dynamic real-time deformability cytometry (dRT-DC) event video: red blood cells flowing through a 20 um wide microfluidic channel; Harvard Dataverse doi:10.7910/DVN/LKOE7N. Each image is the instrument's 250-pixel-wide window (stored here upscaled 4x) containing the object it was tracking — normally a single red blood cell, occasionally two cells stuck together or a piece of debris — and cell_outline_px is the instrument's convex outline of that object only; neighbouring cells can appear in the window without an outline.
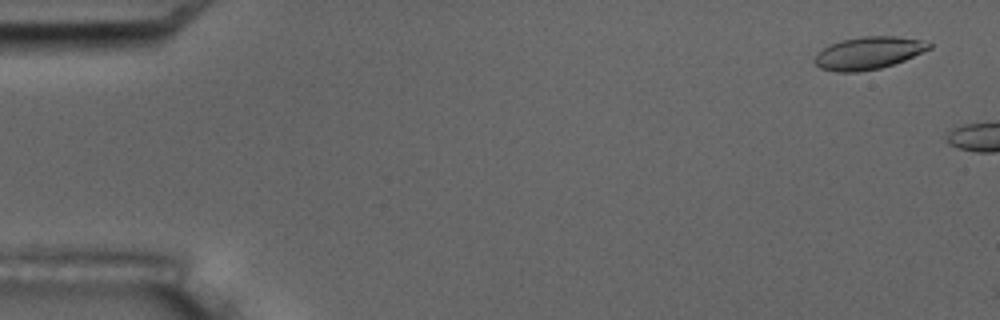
{"species": "common noctule bat (a hibernating species)", "species_latin": "Nyctalus noctula", "temperature_condition": "room temperature", "stored_images_in_passage": 2, "camera_frame_rate_fps": 3000, "um_per_image_px": 0.085, "animal": {"sex": "male", "body_mass_g": 17.5, "forearm_length_mm": 52.3}, "frame": {"image": 1, "passage_image": 1, "time_ms": 0.0, "image_size_px": [1000, 320], "cell_outline_px": [[932, 48], [904, 60], [880, 68], [856, 72], [836, 72], [820, 68], [812, 60], [816, 52], [840, 40], [860, 36], [896, 36], [920, 40], [932, 44]], "centroid_in_image_um": [73.78, 4.5], "position_along_channel_um": 11.2, "area_um2": 21.68}}